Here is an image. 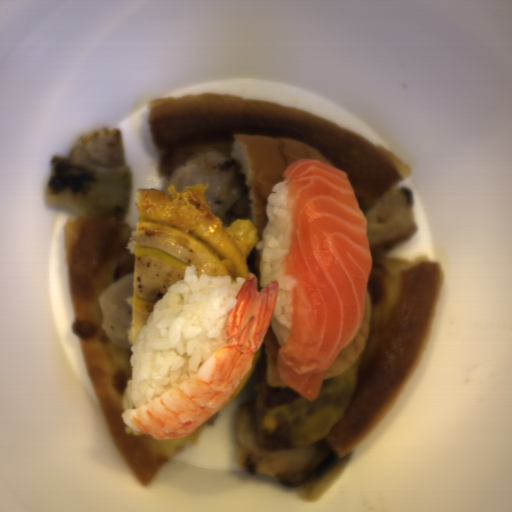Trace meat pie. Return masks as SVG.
Masks as SVG:
<instances>
[{"label": "meat pie", "mask_w": 512, "mask_h": 512, "mask_svg": "<svg viewBox=\"0 0 512 512\" xmlns=\"http://www.w3.org/2000/svg\"><path fill=\"white\" fill-rule=\"evenodd\" d=\"M358 373L359 357L344 371L323 378L319 397L309 401L291 386H269L266 353L256 387L259 448L275 451L321 441L352 403Z\"/></svg>", "instance_id": "obj_1"}]
</instances>
